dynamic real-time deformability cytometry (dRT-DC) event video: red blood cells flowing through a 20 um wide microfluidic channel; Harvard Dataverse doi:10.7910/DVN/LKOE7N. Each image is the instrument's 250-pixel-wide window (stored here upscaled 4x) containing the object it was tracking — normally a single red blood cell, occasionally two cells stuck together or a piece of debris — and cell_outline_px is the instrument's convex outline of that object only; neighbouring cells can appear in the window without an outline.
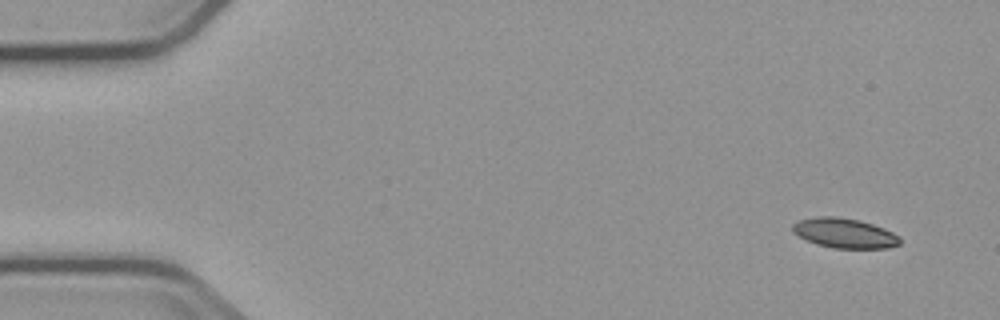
{"species": "common noctule bat (a hibernating species)", "species_latin": "Nyctalus noctula", "temperature_condition": "cold", "stored_images_in_passage": 8, "camera_frame_rate_fps": 3000, "um_per_image_px": 0.085, "animal": {"sex": "male", "body_mass_g": 23.1, "forearm_length_mm": 52.7}, "frame": {"image": 1, "passage_image": 1, "time_ms": 0.0, "image_size_px": [1000, 320], "cell_outline_px": [[900, 244], [888, 248], [832, 248], [816, 244], [792, 232], [792, 224], [800, 220], [816, 216], [836, 216], [860, 220], [884, 228], [900, 236]], "centroid_in_image_um": [71.79, 19.81], "position_along_channel_um": 13.2, "area_um2": 18.67}}
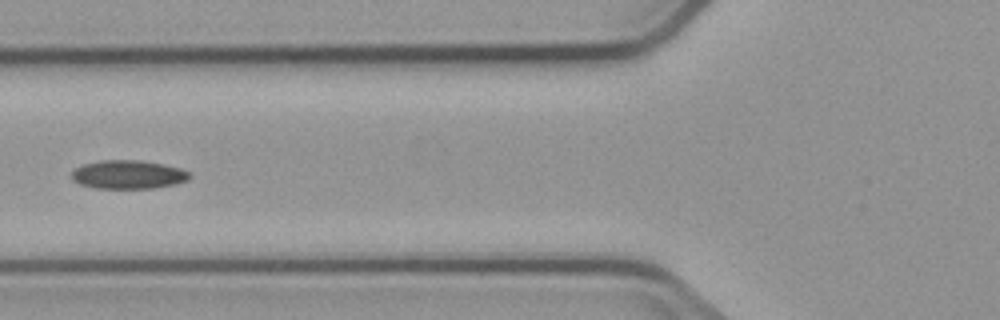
{"frame": {"image": 2, "passage_image": 6, "time_ms": 6.0, "image_size_px": [1000, 320], "cell_outline_px": [[192, 176], [188, 180], [176, 184], [152, 188], [96, 188], [80, 184], [72, 180], [72, 172], [76, 168], [84, 164], [100, 160], [140, 160], [180, 168], [192, 172]], "centroid_in_image_um": [10.93, 14.84], "position_along_channel_um": 114.9, "area_um2": 19.65}}
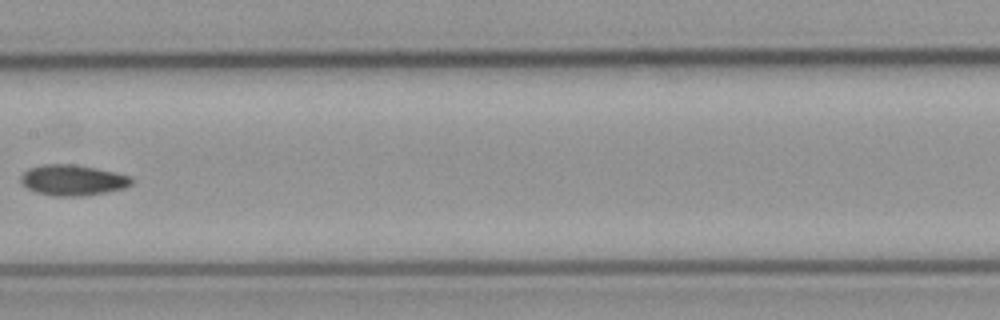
{"frame": {"image": 3, "passage_image": 8, "time_ms": 8.333, "image_size_px": [1000, 320], "cell_outline_px": [[132, 184], [124, 188], [84, 196], [52, 196], [36, 192], [20, 184], [20, 176], [28, 168], [40, 164], [72, 164], [96, 168], [116, 172], [132, 176]], "centroid_in_image_um": [6.15, 15.3], "position_along_channel_um": 201.2, "area_um2": 20.0}}